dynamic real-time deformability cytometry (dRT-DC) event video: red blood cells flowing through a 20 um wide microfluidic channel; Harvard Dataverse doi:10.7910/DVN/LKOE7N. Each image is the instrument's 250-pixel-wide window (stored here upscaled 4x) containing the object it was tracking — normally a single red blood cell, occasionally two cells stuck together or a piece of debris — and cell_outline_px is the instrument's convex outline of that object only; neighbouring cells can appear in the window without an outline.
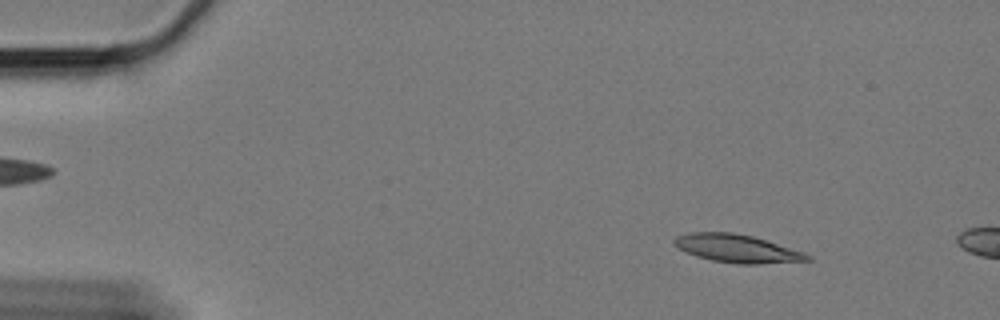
{"species": "Egyptian fruit bat (a non-hibernating species)", "species_latin": "Rousettus aegyptiacus", "temperature_condition": "cold", "stored_images_in_passage": 12, "camera_frame_rate_fps": 3000, "um_per_image_px": 0.085, "animal": {"sex": "female"}, "frame": {"image": 1, "passage_image": 7, "time_ms": 2.0, "image_size_px": [1000, 320], "cell_outline_px": [[812, 260], [756, 264], [740, 264], [712, 260], [696, 256], [680, 248], [672, 240], [676, 236], [688, 232], [732, 232], [752, 236], [804, 252], [812, 256]], "centroid_in_image_um": [62.66, 21.12], "position_along_channel_um": 22.3, "area_um2": 21.5}}